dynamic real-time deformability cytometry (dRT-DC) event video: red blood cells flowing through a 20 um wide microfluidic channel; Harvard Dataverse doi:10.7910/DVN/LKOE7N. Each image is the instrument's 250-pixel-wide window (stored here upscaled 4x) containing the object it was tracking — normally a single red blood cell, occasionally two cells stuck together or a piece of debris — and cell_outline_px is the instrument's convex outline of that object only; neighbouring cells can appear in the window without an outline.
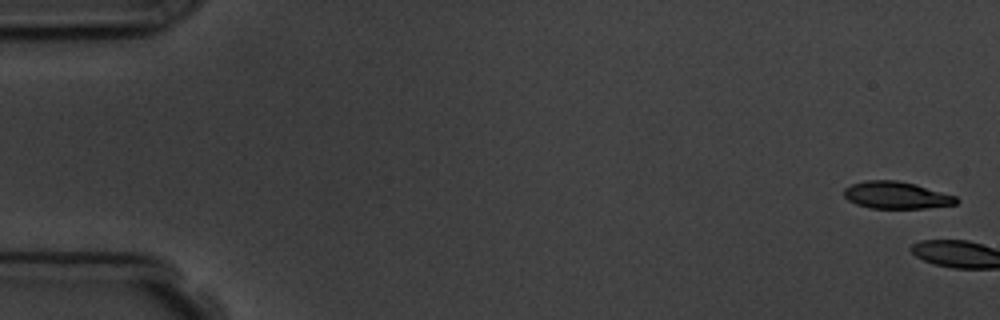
{"species": "common noctule bat (a hibernating species)", "species_latin": "Nyctalus noctula", "temperature_condition": "room temperature", "stored_images_in_passage": 6, "camera_frame_rate_fps": 3000, "um_per_image_px": 0.085, "animal": {"sex": "male", "body_mass_g": 19.5, "forearm_length_mm": 54.6}, "frame": {"image": 1, "passage_image": 1, "time_ms": 0.0, "image_size_px": [1000, 320], "cell_outline_px": [[960, 200], [956, 204], [928, 208], [868, 208], [856, 204], [848, 200], [844, 196], [844, 188], [852, 184], [864, 180], [896, 180], [916, 184], [956, 196]], "centroid_in_image_um": [76.19, 16.59], "position_along_channel_um": 8.8, "area_um2": 17.86}}
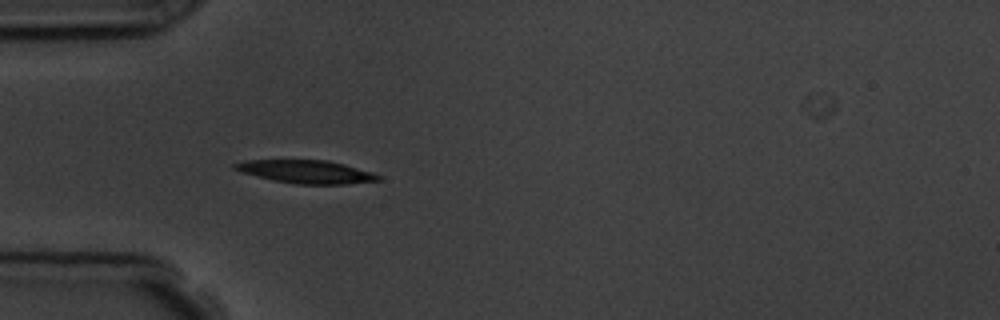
{"frame": {"image": 2, "passage_image": 6, "time_ms": 6.0, "image_size_px": [1000, 320], "cell_outline_px": [[380, 180], [348, 184], [296, 184], [272, 180], [240, 172], [232, 168], [232, 164], [244, 160], [328, 160], [344, 164], [372, 172], [380, 176]], "centroid_in_image_um": [25.98, 14.59], "position_along_channel_um": 59.0, "area_um2": 19.36}}